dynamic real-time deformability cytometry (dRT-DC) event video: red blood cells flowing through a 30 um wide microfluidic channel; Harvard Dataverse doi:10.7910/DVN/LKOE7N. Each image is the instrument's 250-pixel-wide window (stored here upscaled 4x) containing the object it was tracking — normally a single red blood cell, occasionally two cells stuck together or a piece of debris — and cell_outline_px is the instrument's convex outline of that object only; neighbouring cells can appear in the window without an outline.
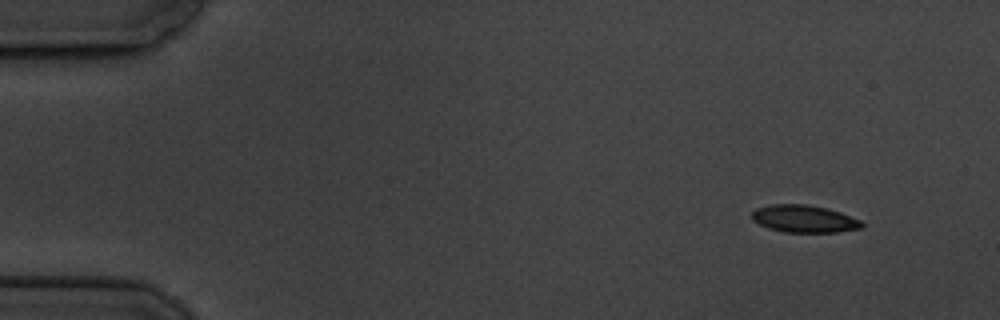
{"species": "common noctule bat (a hibernating species)", "species_latin": "Nyctalus noctula", "temperature_condition": "cold", "stored_images_in_passage": 5, "camera_frame_rate_fps": 3000, "um_per_image_px": 0.085, "animal": {"sex": "male", "body_mass_g": 19.5, "forearm_length_mm": 54.6}, "frame": {"image": 1, "passage_image": 1, "time_ms": 0.0, "image_size_px": [1000, 320], "cell_outline_px": [[864, 228], [836, 232], [784, 232], [768, 228], [752, 220], [752, 212], [756, 208], [772, 204], [808, 204], [828, 208], [840, 212], [860, 220], [864, 224]], "centroid_in_image_um": [68.36, 18.59], "position_along_channel_um": 16.6, "area_um2": 17.63}}